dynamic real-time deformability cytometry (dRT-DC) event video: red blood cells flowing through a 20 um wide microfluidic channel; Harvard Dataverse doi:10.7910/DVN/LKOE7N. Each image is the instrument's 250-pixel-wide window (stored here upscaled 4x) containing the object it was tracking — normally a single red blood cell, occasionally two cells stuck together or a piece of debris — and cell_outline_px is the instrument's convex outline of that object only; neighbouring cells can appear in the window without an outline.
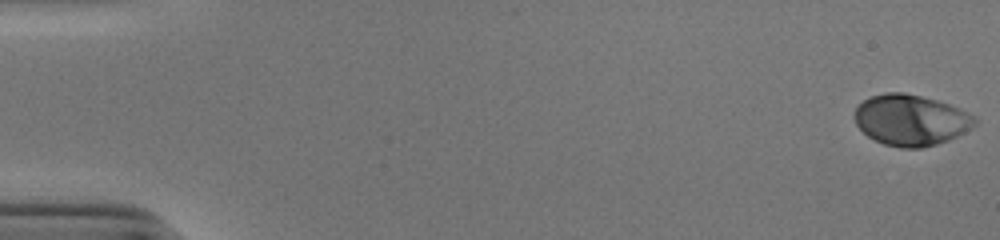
{"species": "human", "species_latin": "Homo sapiens", "temperature_condition": "cold", "stored_images_in_passage": 53, "camera_frame_rate_fps": 3000, "um_per_image_px": 0.085, "donor": {"sex": "male"}, "frame": {"image": 1, "passage_image": 1, "time_ms": 0.0, "image_size_px": [1000, 240], "cell_outline_px": [[976, 124], [972, 128], [948, 140], [936, 144], [920, 148], [900, 148], [884, 144], [868, 136], [856, 124], [856, 108], [864, 100], [872, 96], [884, 92], [904, 92], [936, 100], [948, 104], [976, 116]], "centroid_in_image_um": [77.43, 10.21], "position_along_channel_um": 7.6, "area_um2": 35.37}}
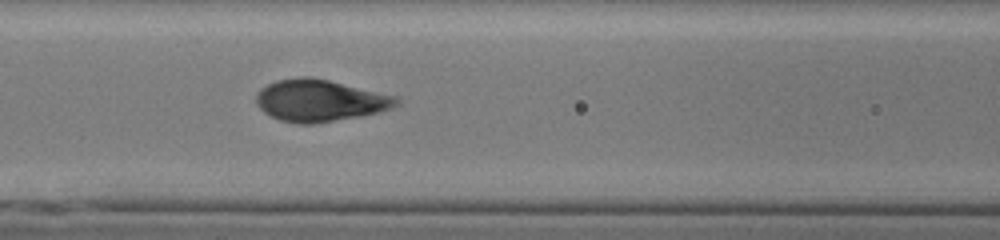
{"frame": {"image": 2, "passage_image": 24, "time_ms": 7.667, "image_size_px": [1000, 240], "cell_outline_px": [[400, 104], [392, 108], [360, 116], [312, 124], [300, 124], [280, 120], [264, 112], [256, 104], [256, 92], [260, 88], [276, 80], [300, 76], [312, 76], [400, 96]], "centroid_in_image_um": [27.21, 8.52], "position_along_channel_um": 139.4, "area_um2": 34.56}}
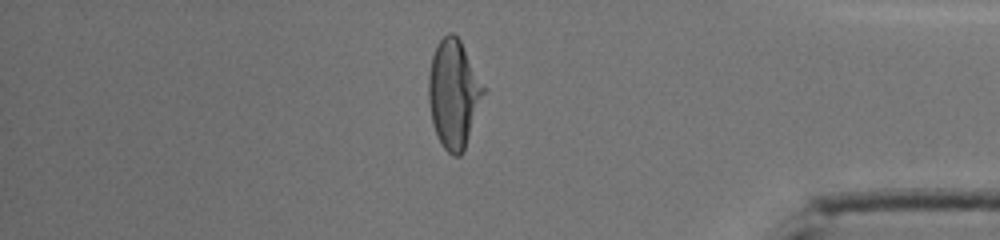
{"frame": {"image": 3, "passage_image": 46, "time_ms": 15.0, "image_size_px": [1000, 240], "cell_outline_px": [[488, 88], [464, 152], [460, 156], [452, 156], [444, 148], [432, 124], [428, 100], [428, 76], [432, 56], [436, 44], [448, 32], [452, 32], [460, 40]], "centroid_in_image_um": [38.6, 7.97], "position_along_channel_um": 396.6, "area_um2": 35.49}, "authors_computed_cell_mechanics": {"area_um2": 34.102, "velocity_mm_per_s": 3.8829, "shape_relaxation_time_tau1_ms": 3.742, "shape_relaxation_time_tau2_ms": null, "deformation_change_tau1": 0.1938, "deformation_change_tau2": null}}